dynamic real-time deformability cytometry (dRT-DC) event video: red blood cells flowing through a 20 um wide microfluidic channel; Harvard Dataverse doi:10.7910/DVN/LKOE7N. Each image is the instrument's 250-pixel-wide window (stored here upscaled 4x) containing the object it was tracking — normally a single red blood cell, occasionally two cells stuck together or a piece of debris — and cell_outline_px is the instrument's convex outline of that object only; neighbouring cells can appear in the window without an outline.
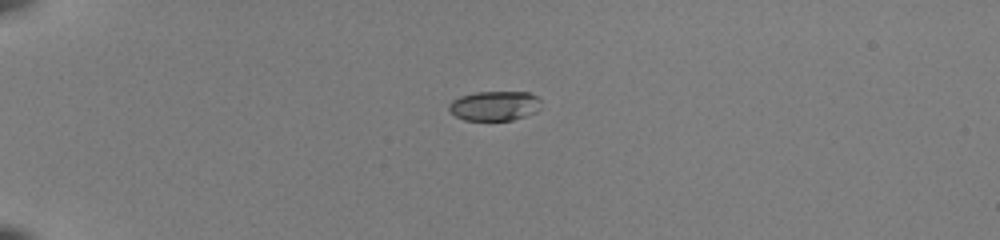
{"species": "common noctule bat (a hibernating species)", "species_latin": "Nyctalus noctula", "temperature_condition": "room temperature", "stored_images_in_passage": 39, "camera_frame_rate_fps": 3000, "um_per_image_px": 0.085, "animal": {"sex": "female", "body_mass_g": 22.0, "forearm_length_mm": 56.7}, "frame": {"image": 1, "passage_image": 1, "time_ms": 0.0, "image_size_px": [1000, 240], "cell_outline_px": [[540, 108], [536, 112], [512, 120], [464, 120], [448, 112], [448, 104], [452, 100], [460, 96], [476, 92], [528, 92], [536, 96], [540, 100]], "centroid_in_image_um": [42.01, 8.99], "position_along_channel_um": 43.0, "area_um2": 16.01}}
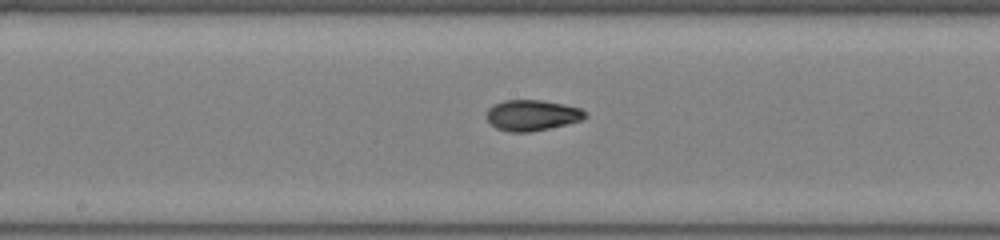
{"frame": {"image": 2, "passage_image": 17, "time_ms": 5.333, "image_size_px": [1000, 240], "cell_outline_px": [[588, 116], [580, 120], [568, 124], [528, 132], [512, 132], [496, 128], [488, 120], [488, 108], [492, 104], [504, 100], [540, 100], [580, 108]], "centroid_in_image_um": [45.2, 9.79], "position_along_channel_um": 203.0, "area_um2": 17.4}}
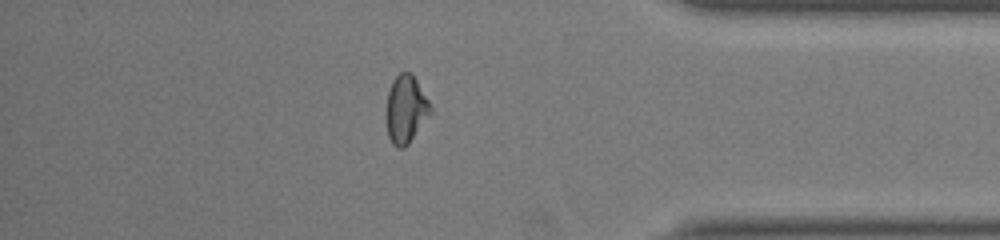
{"frame": {"image": 3, "passage_image": 33, "time_ms": 10.667, "image_size_px": [1000, 240], "cell_outline_px": [[432, 112], [408, 144], [404, 148], [396, 148], [392, 144], [388, 136], [388, 92], [392, 80], [400, 72], [412, 72], [428, 100], [432, 108]], "centroid_in_image_um": [34.52, 9.28], "position_along_channel_um": 400.7, "area_um2": 17.17}, "authors_computed_cell_mechanics": {"area_um2": 17.2244, "velocity_mm_per_s": 4.0004, "shape_relaxation_time_tau1_ms": 5.5351, "shape_relaxation_time_tau2_ms": 1.4112, "deformation_change_tau1": 0.2152, "deformation_change_tau2": 0.0596}}